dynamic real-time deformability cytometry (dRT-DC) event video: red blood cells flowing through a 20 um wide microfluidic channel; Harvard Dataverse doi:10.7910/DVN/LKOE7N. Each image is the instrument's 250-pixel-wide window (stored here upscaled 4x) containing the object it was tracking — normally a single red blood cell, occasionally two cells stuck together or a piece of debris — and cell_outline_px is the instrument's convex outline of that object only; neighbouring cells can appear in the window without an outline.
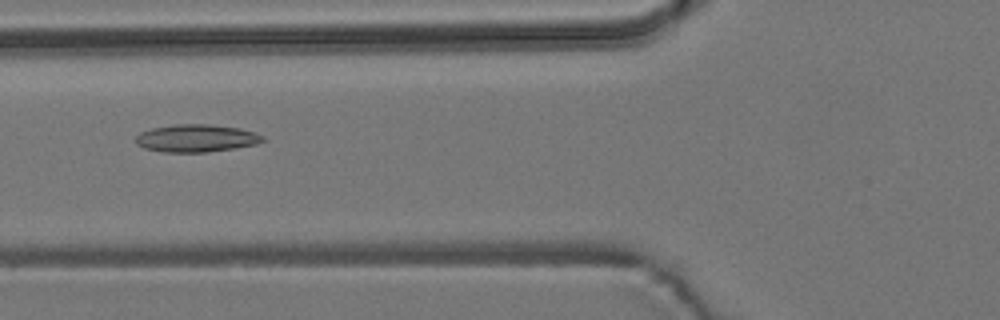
{"species": "common noctule bat (a hibernating species)", "species_latin": "Nyctalus noctula", "temperature_condition": "room temperature", "stored_images_in_passage": 3, "camera_frame_rate_fps": 3000, "um_per_image_px": 0.085, "animal": {"sex": "male", "body_mass_g": 19.2, "forearm_length_mm": 51.8}, "frame": {"image": 1, "passage_image": 2, "time_ms": 1.333, "image_size_px": [1000, 320], "cell_outline_px": [[264, 140], [256, 144], [236, 148], [208, 152], [164, 152], [144, 148], [136, 144], [136, 136], [140, 132], [152, 128], [172, 124], [208, 124], [240, 128], [256, 132], [264, 136]], "centroid_in_image_um": [16.69, 11.74], "position_along_channel_um": 109.1, "area_um2": 20.58}}
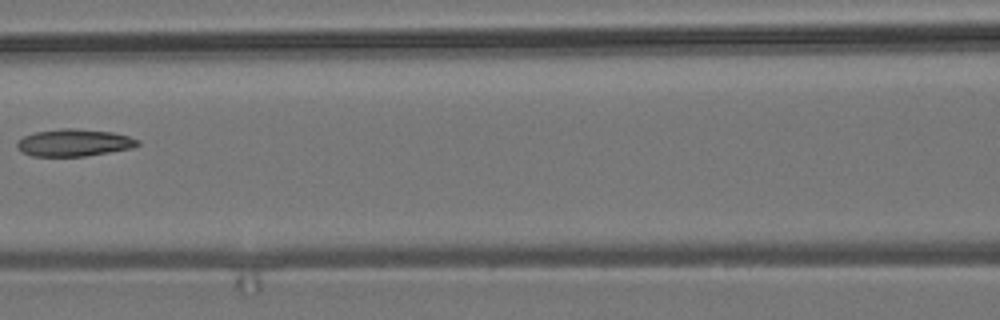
{"frame": {"image": 2, "passage_image": 3, "time_ms": 2.667, "image_size_px": [1000, 320], "cell_outline_px": [[140, 144], [132, 148], [84, 156], [32, 156], [20, 152], [16, 144], [24, 136], [36, 132], [60, 128], [72, 128], [112, 132], [128, 136], [140, 140]], "centroid_in_image_um": [6.29, 12.13], "position_along_channel_um": 160.3, "area_um2": 19.02}}